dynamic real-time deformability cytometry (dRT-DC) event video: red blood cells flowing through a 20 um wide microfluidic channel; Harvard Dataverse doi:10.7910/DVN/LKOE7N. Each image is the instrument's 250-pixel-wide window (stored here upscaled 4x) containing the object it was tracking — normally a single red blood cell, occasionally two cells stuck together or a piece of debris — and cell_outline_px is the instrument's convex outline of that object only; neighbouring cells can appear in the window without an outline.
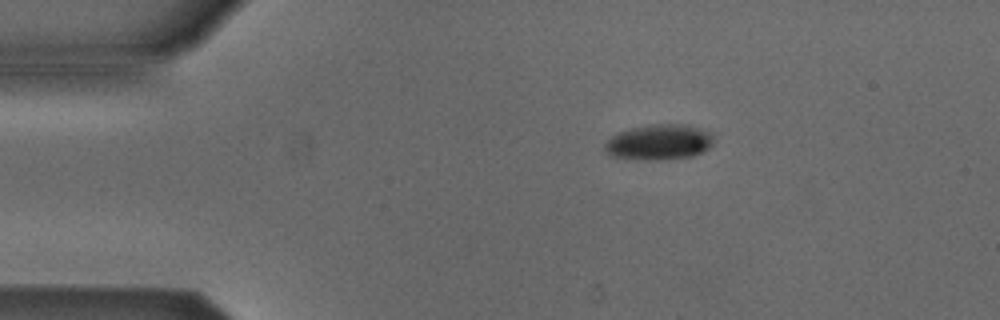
{"species": "Egyptian fruit bat (a non-hibernating species)", "species_latin": "Rousettus aegyptiacus", "temperature_condition": "cold", "stored_images_in_passage": 5, "camera_frame_rate_fps": 3000, "um_per_image_px": 0.085, "animal": {"sex": "male"}, "frame": {"image": 1, "passage_image": 1, "time_ms": 0.0, "image_size_px": [1000, 320], "cell_outline_px": [[712, 144], [708, 148], [692, 156], [660, 160], [636, 160], [612, 156], [604, 148], [604, 144], [612, 136], [628, 128], [652, 124], [688, 124], [712, 132]], "centroid_in_image_um": [56.02, 12.07], "position_along_channel_um": 29.0, "area_um2": 22.6}}
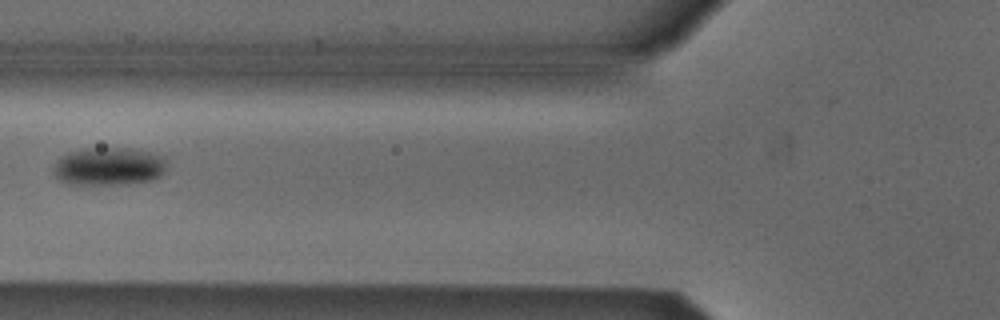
{"frame": {"image": 2, "passage_image": 4, "time_ms": 3.667, "image_size_px": [1000, 320], "cell_outline_px": [[164, 172], [160, 176], [152, 180], [128, 184], [68, 184], [60, 180], [52, 172], [60, 156], [68, 152], [84, 148], [132, 148], [164, 156]], "centroid_in_image_um": [9.23, 14.14], "position_along_channel_um": 116.6, "area_um2": 25.14}}
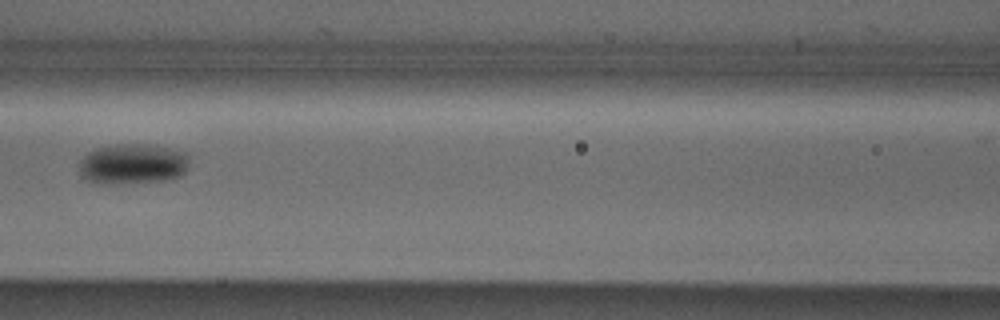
{"frame": {"image": 3, "passage_image": 5, "time_ms": 4.667, "image_size_px": [1000, 320], "cell_outline_px": [[188, 164], [184, 172], [180, 176], [164, 180], [112, 184], [100, 184], [84, 180], [80, 176], [80, 160], [88, 152], [96, 148], [116, 144], [156, 144], [188, 152]], "centroid_in_image_um": [11.27, 13.92], "position_along_channel_um": 155.3, "area_um2": 26.36}}